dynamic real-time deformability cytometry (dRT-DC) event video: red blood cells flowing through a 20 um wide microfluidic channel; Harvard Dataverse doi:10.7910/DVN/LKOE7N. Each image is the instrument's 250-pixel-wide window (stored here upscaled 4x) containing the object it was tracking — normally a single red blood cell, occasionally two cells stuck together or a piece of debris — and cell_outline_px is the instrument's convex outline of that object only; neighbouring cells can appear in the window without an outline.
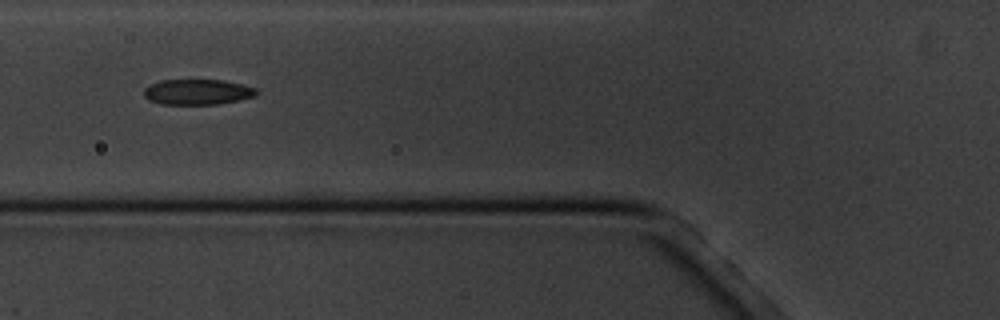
{"species": "common noctule bat (a hibernating species)", "species_latin": "Nyctalus noctula", "temperature_condition": "cold", "stored_images_in_passage": 5, "camera_frame_rate_fps": 3000, "um_per_image_px": 0.085, "animal": {"sex": "male", "body_mass_g": 20.1, "forearm_length_mm": 53.5}, "frame": {"image": 1, "passage_image": 3, "time_ms": 2.333, "image_size_px": [1000, 320], "cell_outline_px": [[260, 92], [256, 96], [216, 104], [160, 104], [148, 100], [144, 96], [144, 88], [148, 84], [160, 80], [224, 80], [256, 88]], "centroid_in_image_um": [16.75, 7.81], "position_along_channel_um": 109.0, "area_um2": 16.76}}
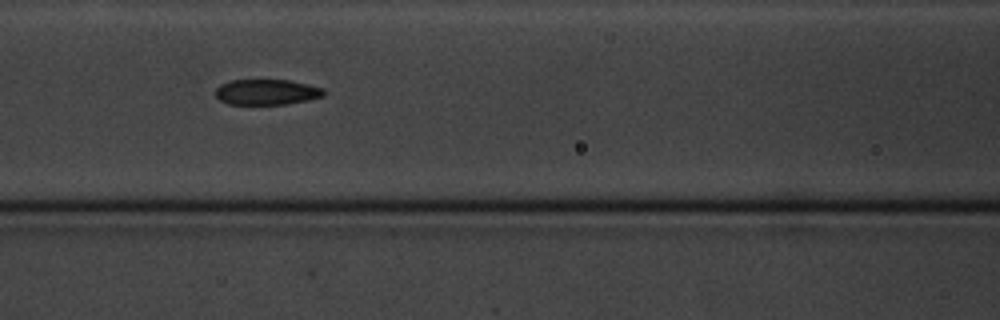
{"frame": {"image": 2, "passage_image": 4, "time_ms": 3.333, "image_size_px": [1000, 320], "cell_outline_px": [[324, 96], [284, 104], [228, 104], [220, 100], [216, 96], [216, 88], [220, 84], [232, 80], [288, 80], [308, 84], [324, 88]], "centroid_in_image_um": [22.65, 7.82], "position_along_channel_um": 144.0, "area_um2": 15.95}}
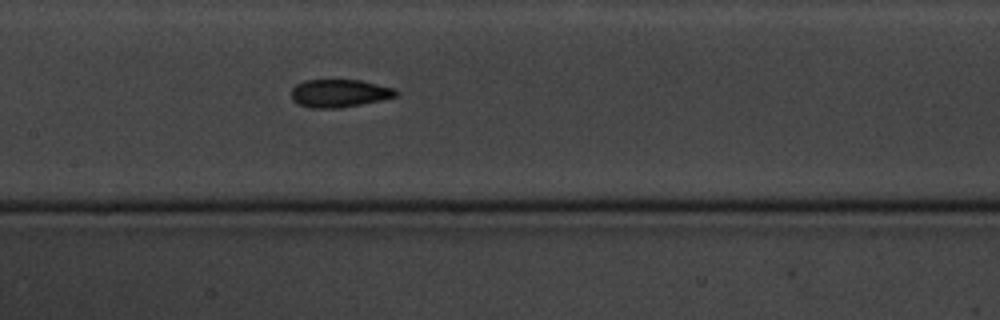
{"frame": {"image": 3, "passage_image": 5, "time_ms": 4.333, "image_size_px": [1000, 320], "cell_outline_px": [[400, 92], [396, 96], [380, 100], [340, 108], [312, 108], [300, 104], [292, 100], [292, 88], [296, 84], [304, 80], [360, 80], [396, 88]], "centroid_in_image_um": [28.86, 7.92], "position_along_channel_um": 178.5, "area_um2": 16.99}}